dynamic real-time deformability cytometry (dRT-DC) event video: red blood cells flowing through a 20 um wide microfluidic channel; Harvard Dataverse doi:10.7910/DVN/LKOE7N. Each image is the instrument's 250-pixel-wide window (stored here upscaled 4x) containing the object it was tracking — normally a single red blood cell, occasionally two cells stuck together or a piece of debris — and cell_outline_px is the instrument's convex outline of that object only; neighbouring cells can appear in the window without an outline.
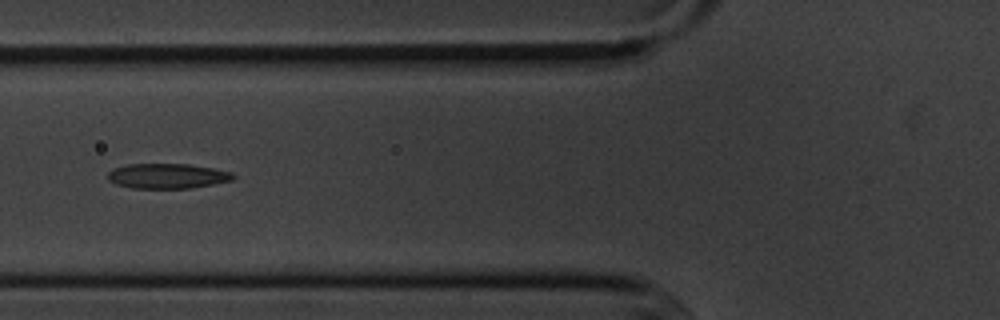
{"species": "common noctule bat (a hibernating species)", "species_latin": "Nyctalus noctula", "temperature_condition": "cold", "stored_images_in_passage": 6, "camera_frame_rate_fps": 3000, "um_per_image_px": 0.085, "animal": {"sex": "male", "body_mass_g": 20.1, "forearm_length_mm": 53.5}, "frame": {"image": 1, "passage_image": 6, "time_ms": 6.0, "image_size_px": [1000, 320], "cell_outline_px": [[236, 176], [232, 180], [212, 184], [188, 188], [132, 188], [116, 184], [108, 180], [108, 172], [112, 168], [128, 164], [188, 164], [212, 168], [232, 172]], "centroid_in_image_um": [14.2, 14.95], "position_along_channel_um": 111.6, "area_um2": 18.21}}